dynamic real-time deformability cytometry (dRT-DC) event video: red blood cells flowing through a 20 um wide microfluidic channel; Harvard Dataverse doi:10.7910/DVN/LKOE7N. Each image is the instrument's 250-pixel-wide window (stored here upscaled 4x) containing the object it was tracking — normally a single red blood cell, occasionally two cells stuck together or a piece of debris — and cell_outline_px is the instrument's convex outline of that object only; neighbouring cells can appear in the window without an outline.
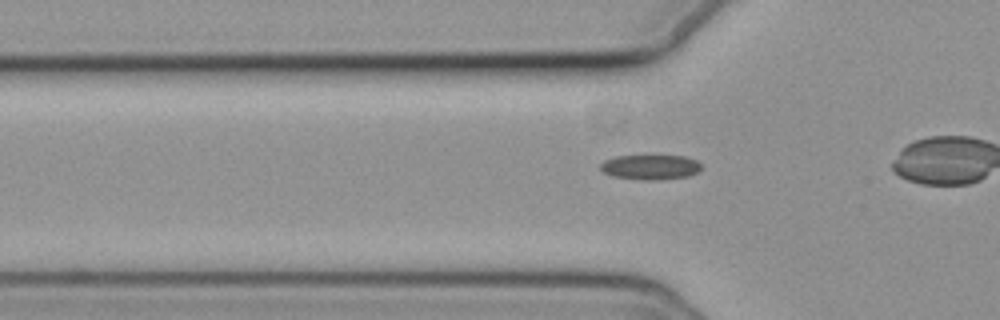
{"species": "common noctule bat (a hibernating species)", "species_latin": "Nyctalus noctula", "temperature_condition": "cold", "stored_images_in_passage": 35, "camera_frame_rate_fps": 3000, "um_per_image_px": 0.085, "animal": {"sex": "female", "body_mass_g": 19.3, "forearm_length_mm": 54.1}, "frame": {"image": 1, "passage_image": 10, "time_ms": 3.0, "image_size_px": [1000, 320], "cell_outline_px": [[700, 168], [696, 172], [688, 176], [652, 180], [644, 180], [612, 176], [604, 172], [600, 168], [600, 164], [604, 160], [612, 156], [684, 156], [696, 160], [700, 164]], "centroid_in_image_um": [55.23, 14.19], "position_along_channel_um": 70.6, "area_um2": 14.45}}
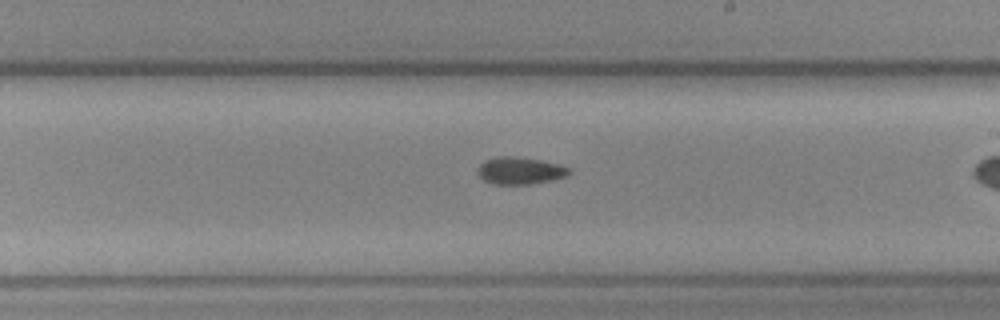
{"frame": {"image": 2, "passage_image": 24, "time_ms": 7.667, "image_size_px": [1000, 320], "cell_outline_px": [[572, 172], [568, 176], [552, 180], [528, 184], [496, 184], [484, 180], [476, 172], [476, 168], [484, 160], [500, 156], [512, 156], [540, 160], [560, 164], [568, 168]], "centroid_in_image_um": [44.2, 14.5], "position_along_channel_um": 244.8, "area_um2": 14.51}}
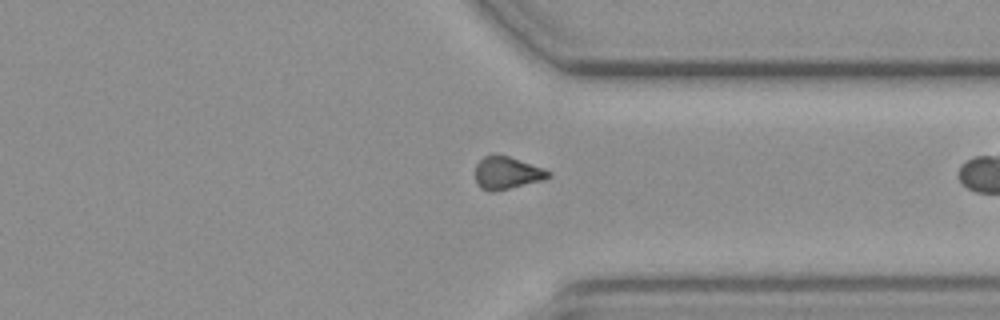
{"frame": {"image": 3, "passage_image": 34, "time_ms": 11.0, "image_size_px": [1000, 320], "cell_outline_px": [[552, 176], [544, 180], [492, 192], [488, 192], [480, 188], [476, 180], [476, 164], [484, 156], [508, 156], [552, 172]], "centroid_in_image_um": [43.09, 14.73], "position_along_channel_um": 368.3, "area_um2": 13.58}}